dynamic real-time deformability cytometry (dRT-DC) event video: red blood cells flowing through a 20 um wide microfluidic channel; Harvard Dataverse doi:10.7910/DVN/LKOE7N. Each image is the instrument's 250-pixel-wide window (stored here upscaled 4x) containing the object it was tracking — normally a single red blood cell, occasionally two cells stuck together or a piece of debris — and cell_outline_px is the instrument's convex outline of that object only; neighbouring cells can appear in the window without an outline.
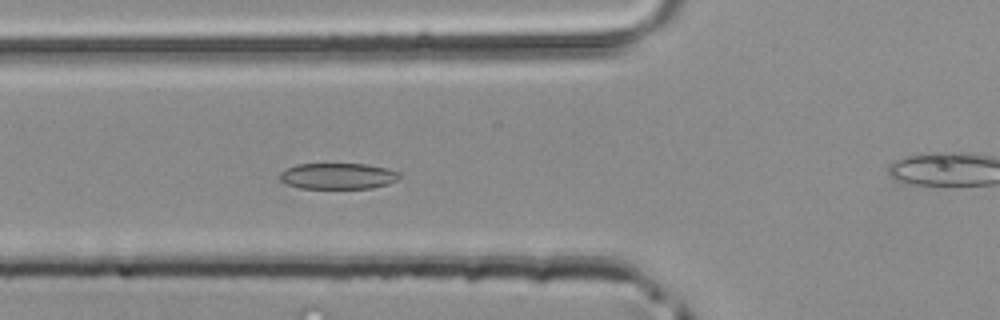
{"species": "common noctule bat (a hibernating species)", "species_latin": "Nyctalus noctula", "temperature_condition": "room temperature", "stored_images_in_passage": 42, "camera_frame_rate_fps": 3000, "um_per_image_px": 0.085, "animal": {"sex": "male", "body_mass_g": 20.4}, "frame": {"image": 1, "passage_image": 11, "time_ms": 3.333, "image_size_px": [1000, 320], "cell_outline_px": [[400, 176], [396, 180], [388, 184], [372, 188], [300, 188], [288, 184], [280, 180], [280, 172], [296, 164], [364, 164], [388, 168], [400, 172]], "centroid_in_image_um": [28.74, 14.96], "position_along_channel_um": 97.1, "area_um2": 18.09}}
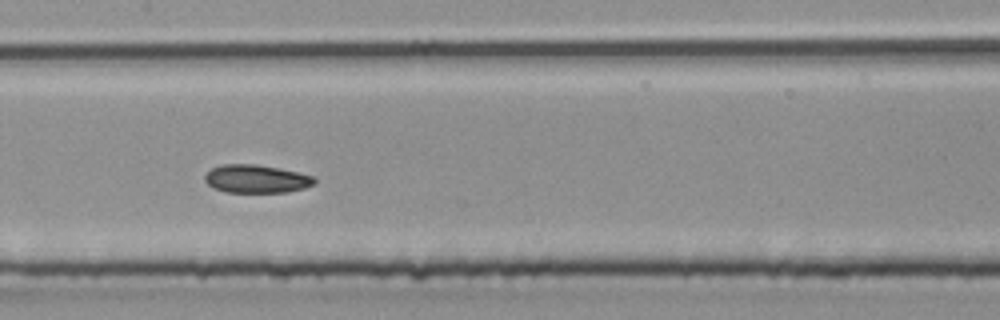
{"frame": {"image": 2, "passage_image": 17, "time_ms": 5.333, "image_size_px": [1000, 320], "cell_outline_px": [[316, 184], [304, 188], [288, 192], [224, 192], [212, 188], [204, 180], [204, 176], [212, 168], [224, 164], [256, 164], [280, 168], [312, 176], [316, 180]], "centroid_in_image_um": [21.78, 15.21], "position_along_channel_um": 185.6, "area_um2": 18.03}}
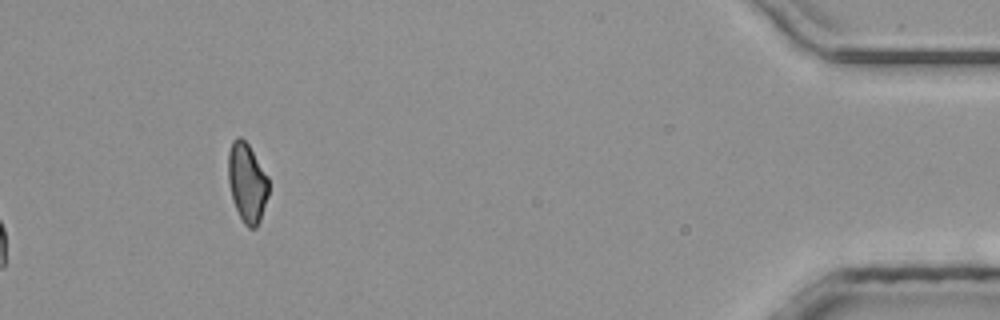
{"frame": {"image": 3, "passage_image": 42, "time_ms": 13.667, "image_size_px": [1000, 320], "cell_outline_px": [[268, 196], [260, 220], [256, 228], [248, 228], [244, 224], [232, 200], [228, 180], [228, 152], [232, 140], [236, 136], [240, 136], [248, 144], [268, 176]], "centroid_in_image_um": [20.99, 15.51], "position_along_channel_um": 414.2, "area_um2": 18.73}}